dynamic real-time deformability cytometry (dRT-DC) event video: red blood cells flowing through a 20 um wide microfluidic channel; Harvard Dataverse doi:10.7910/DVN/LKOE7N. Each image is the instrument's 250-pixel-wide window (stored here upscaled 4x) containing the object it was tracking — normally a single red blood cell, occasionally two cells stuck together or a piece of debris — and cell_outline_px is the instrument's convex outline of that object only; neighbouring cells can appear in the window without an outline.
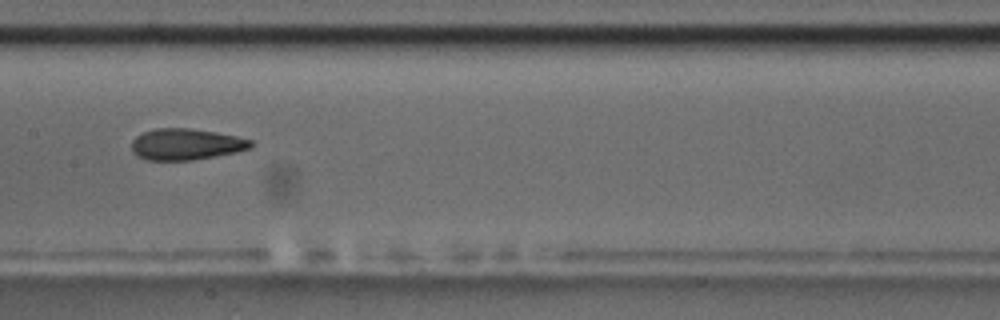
{"species": "common noctule bat (a hibernating species)", "species_latin": "Nyctalus noctula", "temperature_condition": "room temperature", "stored_images_in_passage": 39, "camera_frame_rate_fps": 3000, "um_per_image_px": 0.085, "animal": {"sex": "male", "body_mass_g": 17.5, "forearm_length_mm": 52.3}, "frame": {"image": 1, "passage_image": 12, "time_ms": 3.667, "image_size_px": [1000, 320], "cell_outline_px": [[256, 144], [252, 148], [236, 152], [216, 156], [192, 160], [148, 160], [136, 156], [132, 152], [132, 140], [136, 136], [144, 132], [156, 128], [188, 128], [216, 132], [236, 136], [252, 140]], "centroid_in_image_um": [15.83, 12.26], "position_along_channel_um": 191.6, "area_um2": 21.91}}
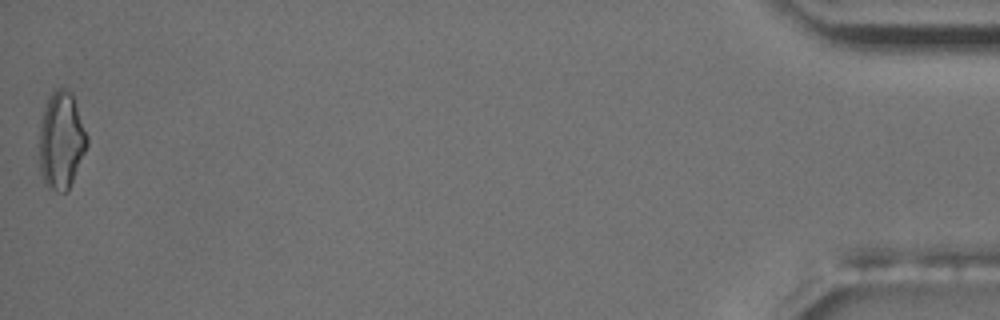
{"frame": {"image": 2, "passage_image": 39, "time_ms": 12.667, "image_size_px": [1000, 320], "cell_outline_px": [[88, 144], [68, 192], [56, 192], [48, 188], [44, 184], [40, 172], [40, 120], [44, 108], [52, 92], [56, 88], [64, 88], [72, 92], [88, 136]], "centroid_in_image_um": [5.21, 11.96], "position_along_channel_um": 430.0, "area_um2": 27.28}, "authors_computed_cell_mechanics": {"area_um2": 22.1952, "velocity_mm_per_s": 3.6995, "shape_relaxation_time_tau1_ms": 5.8201, "shape_relaxation_time_tau2_ms": 3.3541, "deformation_change_tau1": 0.1536, "deformation_change_tau2": 0.1115}}